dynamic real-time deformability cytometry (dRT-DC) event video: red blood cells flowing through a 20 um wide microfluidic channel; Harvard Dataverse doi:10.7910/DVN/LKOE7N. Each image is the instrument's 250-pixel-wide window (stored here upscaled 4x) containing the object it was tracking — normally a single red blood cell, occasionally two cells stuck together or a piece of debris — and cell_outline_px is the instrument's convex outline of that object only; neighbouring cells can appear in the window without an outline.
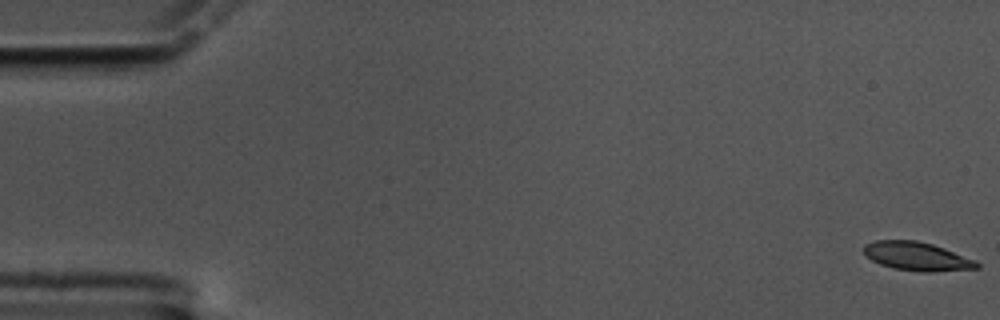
{"species": "common noctule bat (a hibernating species)", "species_latin": "Nyctalus noctula", "temperature_condition": "cold", "stored_images_in_passage": 11, "camera_frame_rate_fps": 3000, "um_per_image_px": 0.085, "animal": {"sex": "male", "body_mass_g": 17.5, "forearm_length_mm": 52.3}, "frame": {"image": 1, "passage_image": 1, "time_ms": 0.0, "image_size_px": [1000, 320], "cell_outline_px": [[980, 268], [936, 272], [924, 272], [896, 268], [880, 264], [864, 256], [864, 244], [876, 240], [916, 240], [932, 244], [944, 248], [976, 260], [980, 264]], "centroid_in_image_um": [77.95, 21.79], "position_along_channel_um": 7.0, "area_um2": 18.9}}